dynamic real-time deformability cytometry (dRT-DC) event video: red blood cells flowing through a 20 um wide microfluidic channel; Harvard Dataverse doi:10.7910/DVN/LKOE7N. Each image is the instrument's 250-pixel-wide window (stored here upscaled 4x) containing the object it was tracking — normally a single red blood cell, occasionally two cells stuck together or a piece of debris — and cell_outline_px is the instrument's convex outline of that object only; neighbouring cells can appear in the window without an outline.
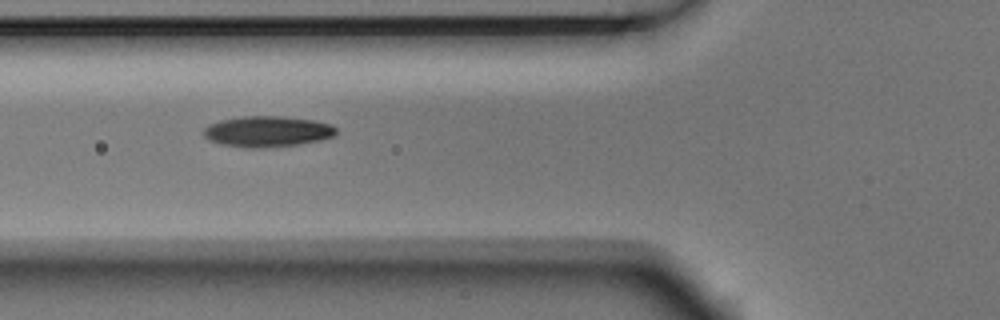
{"species": "Egyptian fruit bat (a non-hibernating species)", "species_latin": "Rousettus aegyptiacus", "temperature_condition": "room temperature", "stored_images_in_passage": 7, "camera_frame_rate_fps": 3000, "um_per_image_px": 0.085, "animal": {"sex": "male"}, "frame": {"image": 1, "passage_image": 4, "time_ms": 1.0, "image_size_px": [1000, 320], "cell_outline_px": [[336, 136], [320, 140], [296, 144], [264, 148], [244, 148], [220, 144], [208, 140], [204, 136], [204, 128], [208, 124], [220, 120], [244, 116], [276, 116], [312, 120], [332, 124], [336, 128]], "centroid_in_image_um": [22.7, 11.18], "position_along_channel_um": 103.1, "area_um2": 23.87}}
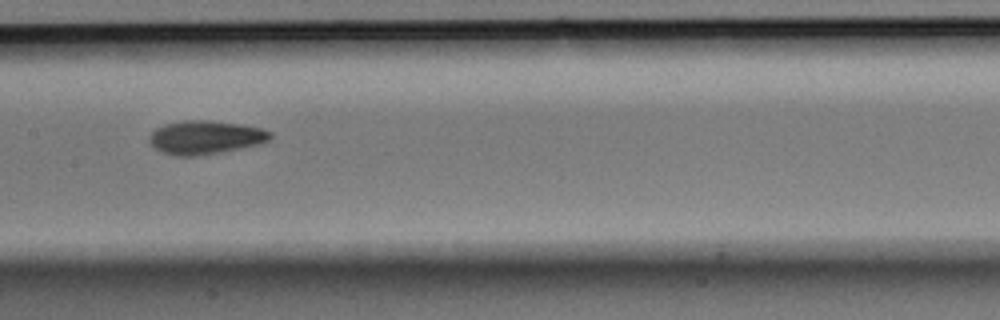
{"frame": {"image": 2, "passage_image": 6, "time_ms": 1.667, "image_size_px": [1000, 320], "cell_outline_px": [[272, 136], [268, 140], [260, 144], [220, 152], [196, 156], [176, 156], [160, 152], [152, 148], [148, 140], [148, 136], [156, 128], [164, 124], [184, 120], [208, 120], [240, 124], [260, 128], [272, 132]], "centroid_in_image_um": [17.4, 11.68], "position_along_channel_um": 190.0, "area_um2": 23.81}}
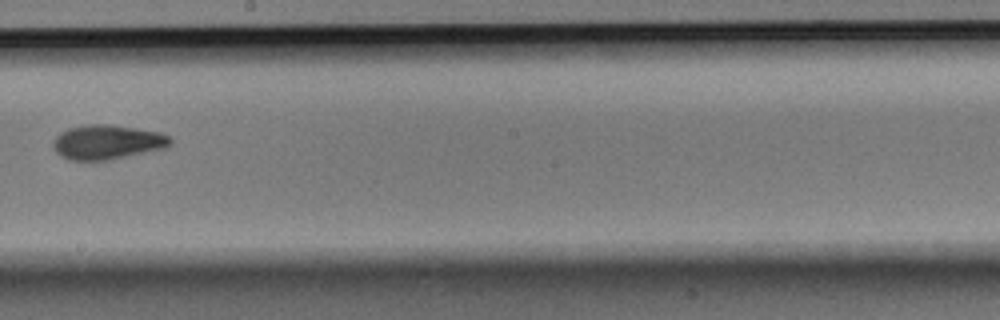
{"frame": {"image": 3, "passage_image": 7, "time_ms": 2.0, "image_size_px": [1000, 320], "cell_outline_px": [[172, 144], [164, 148], [108, 160], [68, 160], [60, 156], [52, 148], [52, 144], [56, 136], [60, 132], [68, 128], [88, 124], [108, 124], [160, 132], [168, 136], [172, 140]], "centroid_in_image_um": [9.07, 12.08], "position_along_channel_um": 239.1, "area_um2": 23.52}}